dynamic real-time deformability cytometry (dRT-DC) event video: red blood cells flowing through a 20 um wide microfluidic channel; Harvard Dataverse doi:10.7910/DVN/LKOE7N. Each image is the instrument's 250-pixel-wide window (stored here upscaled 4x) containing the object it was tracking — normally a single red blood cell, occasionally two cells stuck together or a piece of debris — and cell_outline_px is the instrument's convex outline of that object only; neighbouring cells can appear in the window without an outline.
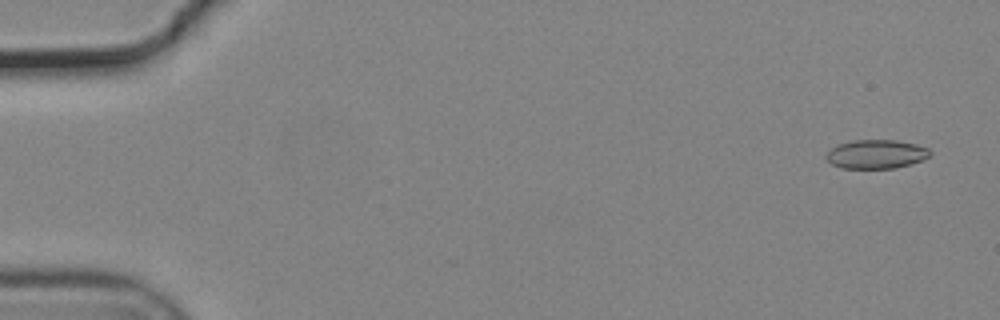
{"species": "common noctule bat (a hibernating species)", "species_latin": "Nyctalus noctula", "temperature_condition": "cold", "stored_images_in_passage": 42, "camera_frame_rate_fps": 3000, "um_per_image_px": 0.085, "animal": {"sex": "male", "body_mass_g": 19.2, "forearm_length_mm": 51.8}, "frame": {"image": 1, "passage_image": 3, "time_ms": 0.667, "image_size_px": [1000, 320], "cell_outline_px": [[932, 152], [928, 156], [920, 160], [896, 168], [840, 168], [832, 164], [824, 156], [836, 144], [856, 140], [896, 140], [916, 144], [928, 148]], "centroid_in_image_um": [74.45, 13.1], "position_along_channel_um": 10.6, "area_um2": 17.34}}
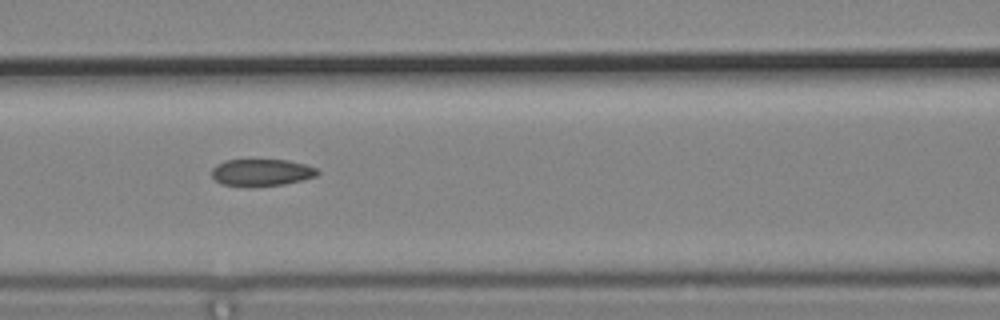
{"frame": {"image": 2, "passage_image": 25, "time_ms": 8.0, "image_size_px": [1000, 320], "cell_outline_px": [[320, 172], [316, 176], [284, 184], [248, 188], [220, 184], [212, 176], [212, 168], [216, 164], [224, 160], [288, 160], [304, 164], [316, 168]], "centroid_in_image_um": [22.18, 14.68], "position_along_channel_um": 144.4, "area_um2": 16.88}}
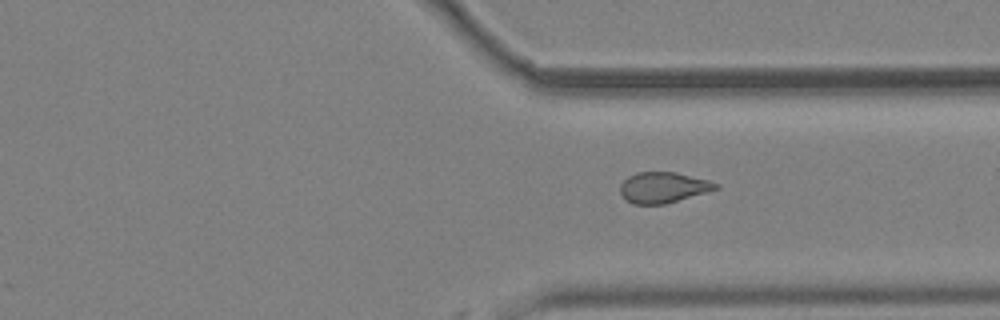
{"frame": {"image": 3, "passage_image": 42, "time_ms": 13.667, "image_size_px": [1000, 320], "cell_outline_px": [[720, 188], [664, 204], [632, 204], [620, 192], [620, 184], [628, 176], [636, 172], [676, 172], [708, 180], [720, 184]], "centroid_in_image_um": [56.37, 15.92], "position_along_channel_um": 355.0, "area_um2": 16.99}}